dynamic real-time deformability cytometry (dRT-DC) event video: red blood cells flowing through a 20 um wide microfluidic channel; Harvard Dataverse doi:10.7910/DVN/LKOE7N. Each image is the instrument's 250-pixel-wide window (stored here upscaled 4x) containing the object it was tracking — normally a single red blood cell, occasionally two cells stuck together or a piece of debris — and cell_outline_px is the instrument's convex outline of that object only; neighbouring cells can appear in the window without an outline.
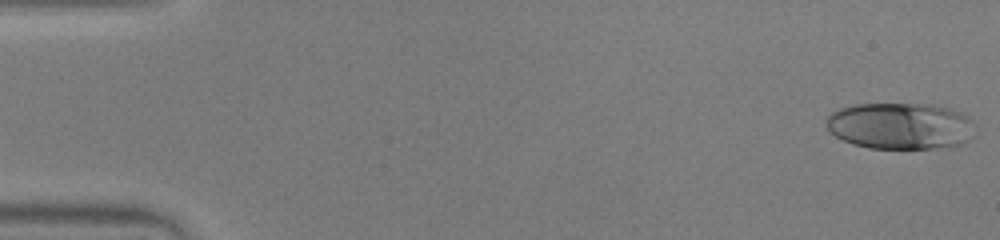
{"species": "human", "species_latin": "Homo sapiens", "temperature_condition": "warm", "stored_images_in_passage": 51, "camera_frame_rate_fps": 3000, "um_per_image_px": 0.085, "donor": {"sex": "male"}, "frame": {"image": 1, "passage_image": 1, "time_ms": 0.0, "image_size_px": [1000, 240], "cell_outline_px": [[972, 120], [968, 140], [960, 144], [932, 148], [868, 148], [852, 144], [828, 132], [824, 124], [824, 120], [832, 112], [840, 108], [856, 104], [932, 104], [948, 108], [960, 112]], "centroid_in_image_um": [76.43, 10.69], "position_along_channel_um": 8.6, "area_um2": 40.17}}
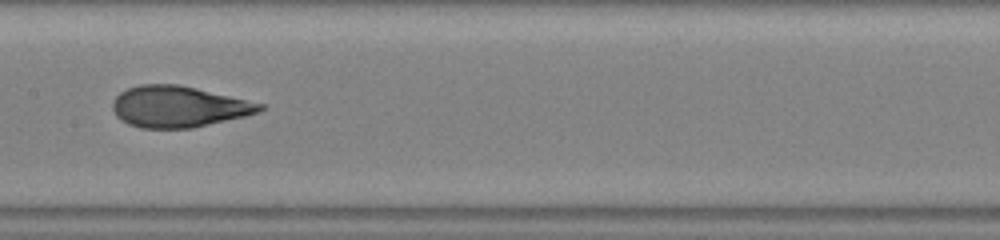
{"frame": {"image": 2, "passage_image": 26, "time_ms": 8.333, "image_size_px": [1000, 240], "cell_outline_px": [[264, 108], [260, 112], [244, 116], [192, 128], [140, 128], [128, 124], [116, 116], [112, 108], [112, 104], [116, 96], [120, 92], [128, 88], [140, 84], [176, 84], [196, 88], [264, 104]], "centroid_in_image_um": [15.14, 9.06], "position_along_channel_um": 192.3, "area_um2": 35.14}}
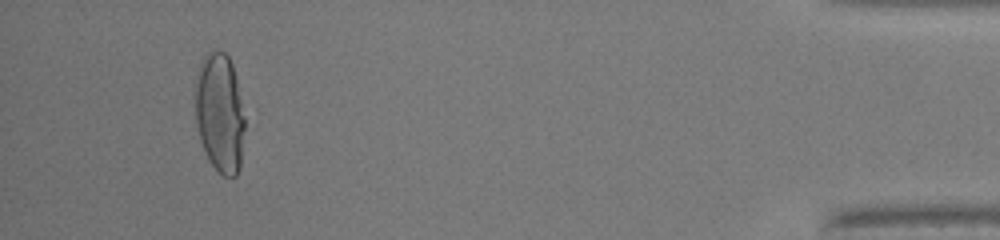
{"frame": {"image": 3, "passage_image": 48, "time_ms": 15.667, "image_size_px": [1000, 240], "cell_outline_px": [[248, 112], [240, 168], [236, 176], [224, 176], [208, 160], [200, 140], [196, 124], [192, 100], [192, 88], [200, 64], [204, 56], [208, 52], [216, 48], [224, 52], [228, 56], [232, 64], [248, 108]], "centroid_in_image_um": [18.71, 9.54], "position_along_channel_um": 416.5, "area_um2": 36.76}, "authors_computed_cell_mechanics": {"area_um2": 35.6048, "velocity_mm_per_s": 4.0075, "shape_relaxation_time_tau1_ms": 6.5522, "shape_relaxation_time_tau2_ms": 0.7582, "deformation_change_tau1": 0.2794, "deformation_change_tau2": 0.0736}}